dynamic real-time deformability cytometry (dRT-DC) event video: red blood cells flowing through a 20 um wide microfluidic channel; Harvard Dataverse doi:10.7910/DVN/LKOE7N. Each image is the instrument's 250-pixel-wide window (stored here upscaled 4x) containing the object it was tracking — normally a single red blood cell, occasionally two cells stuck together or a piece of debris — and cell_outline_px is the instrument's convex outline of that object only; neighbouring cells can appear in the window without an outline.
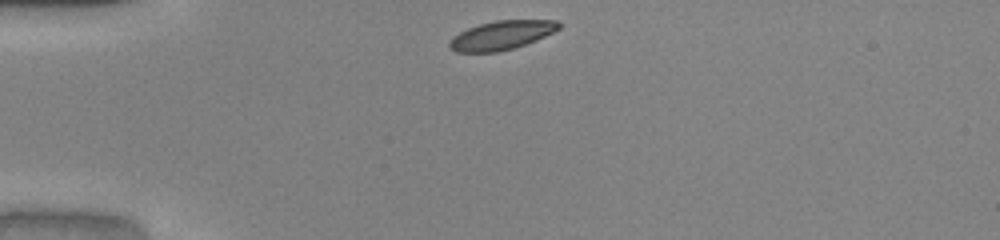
{"species": "common noctule bat (a hibernating species)", "species_latin": "Nyctalus noctula", "temperature_condition": "warm", "stored_images_in_passage": 31, "camera_frame_rate_fps": 3000, "um_per_image_px": 0.085, "animal": {"sex": "male", "body_mass_g": 20.0, "forearm_length_mm": 53.3}, "frame": {"image": 1, "passage_image": 1, "time_ms": 0.0, "image_size_px": [1000, 240], "cell_outline_px": [[560, 28], [536, 40], [512, 48], [496, 52], [456, 52], [448, 44], [452, 36], [468, 28], [480, 24], [496, 20], [556, 20], [560, 24]], "centroid_in_image_um": [42.61, 2.99], "position_along_channel_um": 42.4, "area_um2": 18.15}}
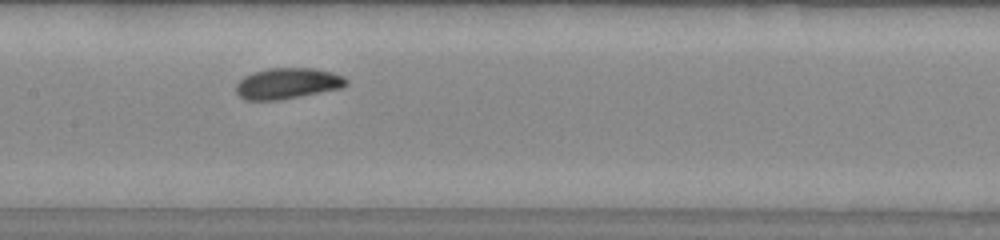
{"frame": {"image": 2, "passage_image": 14, "time_ms": 4.333, "image_size_px": [1000, 240], "cell_outline_px": [[348, 84], [340, 88], [280, 100], [244, 100], [236, 92], [236, 84], [244, 76], [268, 68], [312, 68], [332, 72], [344, 76], [348, 80]], "centroid_in_image_um": [24.44, 7.09], "position_along_channel_um": 183.0, "area_um2": 19.77}}
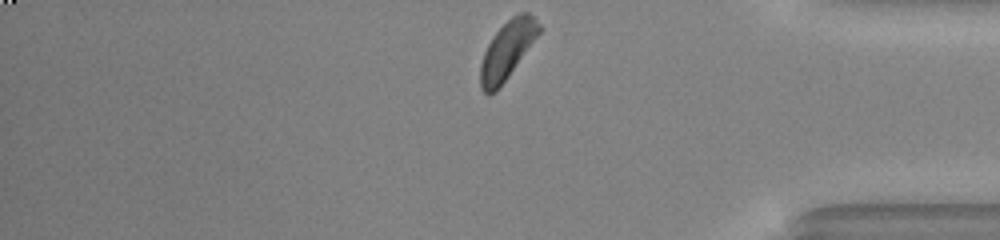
{"frame": {"image": 3, "passage_image": 31, "time_ms": 10.0, "image_size_px": [1000, 240], "cell_outline_px": [[544, 28], [496, 92], [488, 96], [480, 88], [480, 64], [484, 52], [492, 36], [512, 16], [520, 12], [528, 12]], "centroid_in_image_um": [43.11, 4.27], "position_along_channel_um": 392.1, "area_um2": 19.77}, "authors_computed_cell_mechanics": {"area_um2": 19.7676, "velocity_mm_per_s": 4.0298, "shape_relaxation_time_tau1_ms": 1.3154, "shape_relaxation_time_tau2_ms": null, "deformation_change_tau1": 0.0475, "deformation_change_tau2": null}}